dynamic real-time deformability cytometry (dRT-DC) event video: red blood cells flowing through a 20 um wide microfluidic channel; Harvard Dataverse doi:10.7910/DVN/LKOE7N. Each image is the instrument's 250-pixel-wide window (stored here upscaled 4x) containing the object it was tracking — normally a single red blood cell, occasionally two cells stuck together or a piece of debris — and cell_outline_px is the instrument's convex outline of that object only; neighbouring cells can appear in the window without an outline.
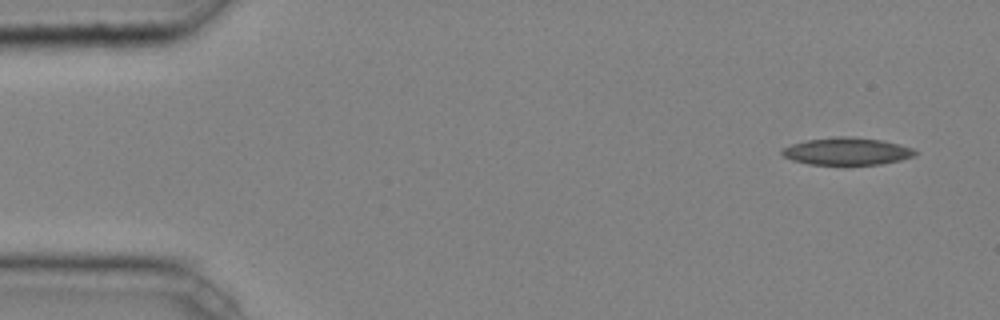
{"species": "common noctule bat (a hibernating species)", "species_latin": "Nyctalus noctula", "temperature_condition": "cold", "stored_images_in_passage": 5, "segment_of_instrument_passage": [1, 2], "camera_frame_rate_fps": 3000, "um_per_image_px": 0.085, "animal": {"sex": "male", "body_mass_g": 20.4}, "frame": {"image": 1, "passage_image": 1, "time_ms": 0.0, "image_size_px": [1000, 320], "cell_outline_px": [[920, 152], [916, 156], [900, 160], [880, 164], [808, 164], [792, 160], [784, 156], [780, 152], [780, 148], [792, 144], [808, 140], [840, 136], [844, 136], [880, 140], [900, 144], [912, 148]], "centroid_in_image_um": [72.0, 12.86], "position_along_channel_um": 13.0, "area_um2": 21.1}}